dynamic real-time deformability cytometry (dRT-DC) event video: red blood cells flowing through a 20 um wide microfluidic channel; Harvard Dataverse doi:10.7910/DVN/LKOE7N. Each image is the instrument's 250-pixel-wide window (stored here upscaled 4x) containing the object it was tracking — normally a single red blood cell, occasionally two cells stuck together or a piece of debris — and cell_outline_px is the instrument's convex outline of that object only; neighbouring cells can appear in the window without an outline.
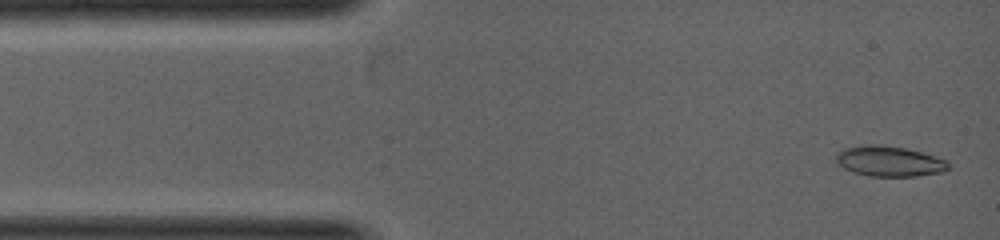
{"species": "common noctule bat (a hibernating species)", "species_latin": "Nyctalus noctula", "temperature_condition": "warm", "stored_images_in_passage": 6, "camera_frame_rate_fps": 5000, "um_per_image_px": 0.085, "animal": {"sex": "female", "body_mass_g": 19.0, "forearm_length_mm": 53.3}, "frame": {"image": 1, "passage_image": 1, "time_ms": 0.0, "image_size_px": [1000, 240], "cell_outline_px": [[948, 168], [944, 172], [916, 176], [868, 176], [852, 172], [844, 168], [836, 160], [836, 152], [844, 148], [872, 144], [880, 144], [908, 148], [948, 160]], "centroid_in_image_um": [75.6, 13.7], "position_along_channel_um": 9.4, "area_um2": 20.0}}
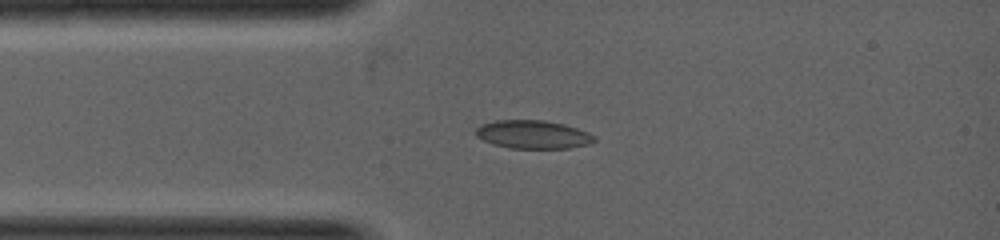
{"frame": {"image": 2, "passage_image": 5, "time_ms": 1.2, "image_size_px": [1000, 240], "cell_outline_px": [[596, 140], [588, 144], [568, 148], [508, 148], [484, 140], [476, 136], [476, 128], [480, 124], [496, 120], [544, 120], [564, 124], [588, 132], [596, 136]], "centroid_in_image_um": [45.31, 11.42], "position_along_channel_um": 39.7, "area_um2": 19.48}}